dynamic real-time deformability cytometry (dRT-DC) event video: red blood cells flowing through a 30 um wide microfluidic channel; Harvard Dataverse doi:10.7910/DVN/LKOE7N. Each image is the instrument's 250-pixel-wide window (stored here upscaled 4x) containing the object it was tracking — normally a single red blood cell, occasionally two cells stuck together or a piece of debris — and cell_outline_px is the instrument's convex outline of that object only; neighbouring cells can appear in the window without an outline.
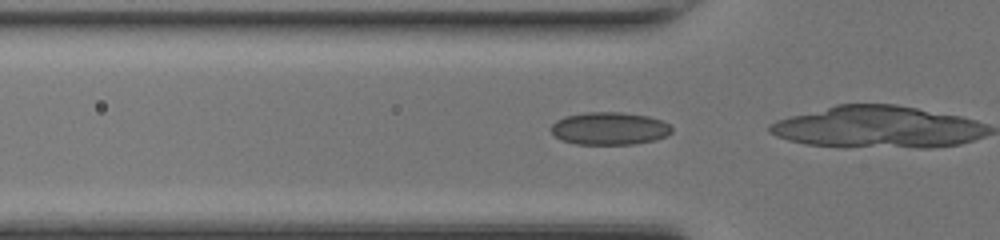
{"species": "common noctule bat (a hibernating species)", "species_latin": "Nyctalus noctula", "temperature_condition": "room temperature", "stored_images_in_passage": 15, "camera_frame_rate_fps": 3000, "um_per_image_px": 0.085, "animal": {"sex": "female", "body_mass_g": 17.0, "forearm_length_mm": 48.0}, "frame": {"image": 1, "passage_image": 8, "time_ms": 2.333, "image_size_px": [1000, 240], "cell_outline_px": [[672, 132], [656, 140], [632, 144], [576, 144], [560, 140], [548, 128], [556, 120], [564, 116], [584, 112], [620, 112], [648, 116], [660, 120], [668, 124], [672, 128]], "centroid_in_image_um": [51.76, 10.92], "position_along_channel_um": 74.0, "area_um2": 23.06}}
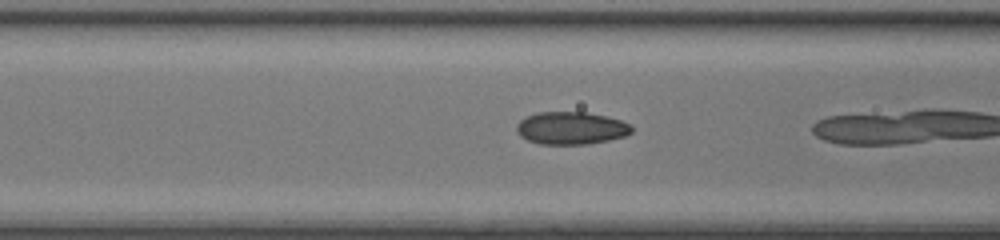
{"frame": {"image": 2, "passage_image": 11, "time_ms": 3.333, "image_size_px": [1000, 240], "cell_outline_px": [[632, 132], [624, 136], [608, 140], [588, 144], [540, 144], [528, 140], [520, 136], [516, 132], [516, 124], [520, 120], [536, 112], [584, 112], [604, 116], [620, 120], [632, 124]], "centroid_in_image_um": [48.52, 10.89], "position_along_channel_um": 118.1, "area_um2": 21.85}}
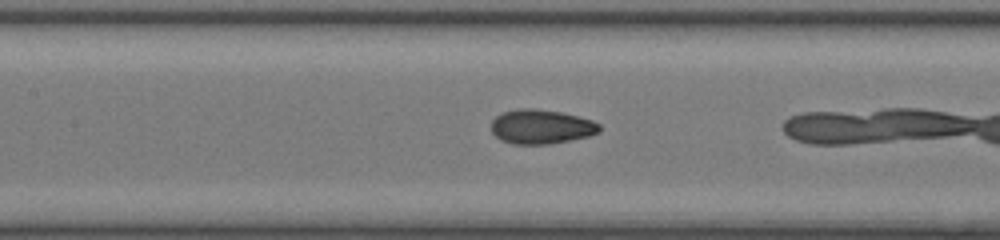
{"frame": {"image": 3, "passage_image": 14, "time_ms": 4.333, "image_size_px": [1000, 240], "cell_outline_px": [[600, 132], [588, 136], [548, 144], [512, 144], [500, 140], [492, 132], [492, 120], [496, 116], [504, 112], [520, 108], [536, 108], [560, 112], [592, 120], [600, 124]], "centroid_in_image_um": [45.98, 10.77], "position_along_channel_um": 161.4, "area_um2": 21.56}}